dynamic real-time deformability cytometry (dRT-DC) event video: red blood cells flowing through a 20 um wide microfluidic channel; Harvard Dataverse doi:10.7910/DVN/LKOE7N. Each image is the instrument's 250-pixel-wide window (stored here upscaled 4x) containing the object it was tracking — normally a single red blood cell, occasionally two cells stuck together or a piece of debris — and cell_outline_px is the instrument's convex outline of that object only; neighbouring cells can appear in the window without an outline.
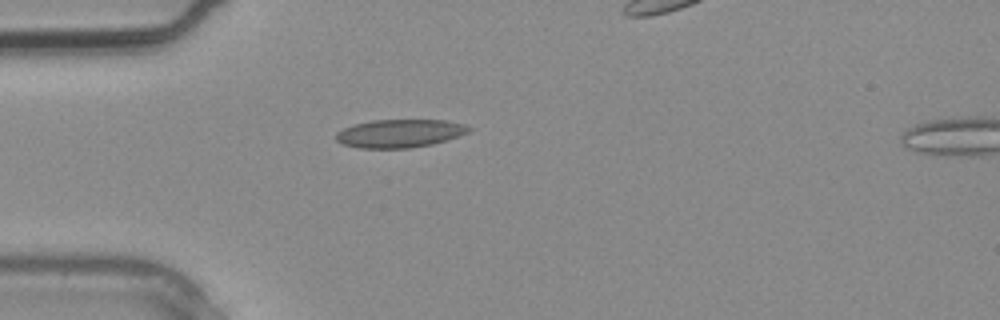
{"species": "common noctule bat (a hibernating species)", "species_latin": "Nyctalus noctula", "temperature_condition": "warm", "stored_images_in_passage": 3, "camera_frame_rate_fps": 3000, "um_per_image_px": 0.085, "animal": {"sex": "male", "body_mass_g": 20.4}, "frame": {"image": 1, "passage_image": 3, "time_ms": 0.667, "image_size_px": [1000, 320], "cell_outline_px": [[472, 128], [468, 132], [432, 144], [408, 148], [360, 148], [344, 144], [336, 140], [336, 132], [352, 124], [372, 120], [444, 120], [464, 124]], "centroid_in_image_um": [33.93, 11.33], "position_along_channel_um": 51.1, "area_um2": 21.62}}